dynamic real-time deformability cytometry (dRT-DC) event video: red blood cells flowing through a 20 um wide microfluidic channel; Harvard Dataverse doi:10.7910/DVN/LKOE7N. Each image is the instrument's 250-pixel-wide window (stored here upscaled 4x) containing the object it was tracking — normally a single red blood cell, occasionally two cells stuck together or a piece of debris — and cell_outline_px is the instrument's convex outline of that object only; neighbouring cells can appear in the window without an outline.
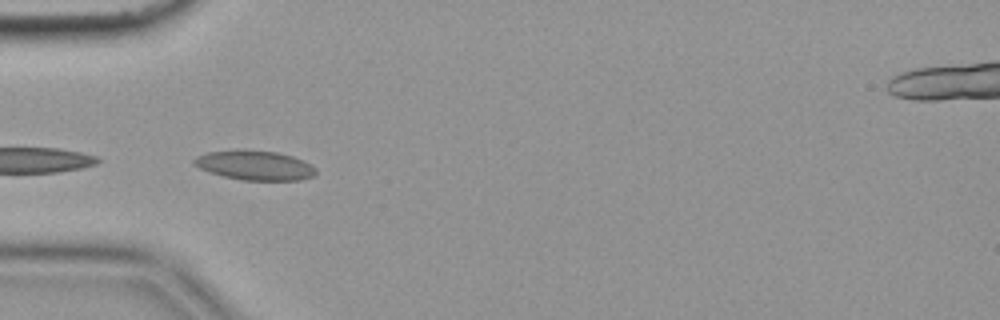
{"species": "common noctule bat (a hibernating species)", "species_latin": "Nyctalus noctula", "temperature_condition": "cold", "stored_images_in_passage": 4, "camera_frame_rate_fps": 3000, "um_per_image_px": 0.085, "animal": {"sex": "female", "body_mass_g": 19.9}, "frame": {"image": 1, "passage_image": 1, "time_ms": 0.0, "image_size_px": [1000, 320], "cell_outline_px": [[316, 172], [312, 176], [300, 180], [240, 180], [208, 172], [192, 164], [192, 160], [196, 156], [208, 152], [244, 148], [276, 152], [292, 156], [316, 168]], "centroid_in_image_um": [21.59, 14.03], "position_along_channel_um": 63.4, "area_um2": 21.1}}